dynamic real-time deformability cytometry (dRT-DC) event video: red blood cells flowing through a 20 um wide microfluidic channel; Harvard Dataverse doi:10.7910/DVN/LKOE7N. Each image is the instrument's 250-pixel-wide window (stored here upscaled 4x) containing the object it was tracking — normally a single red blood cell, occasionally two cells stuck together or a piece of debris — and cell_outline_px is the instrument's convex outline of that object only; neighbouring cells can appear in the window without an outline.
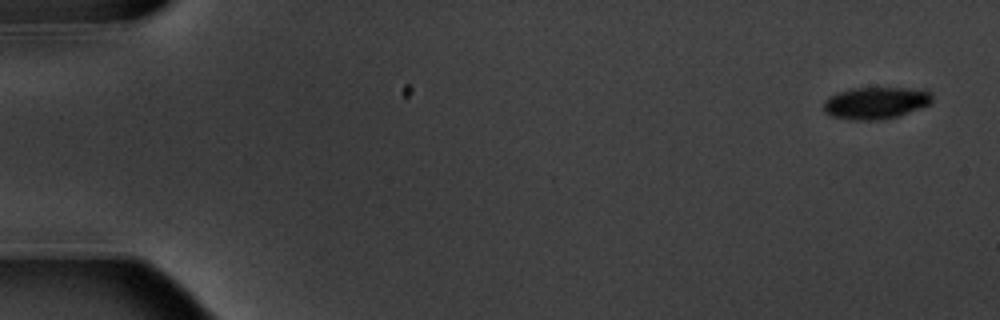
{"species": "common noctule bat (a hibernating species)", "species_latin": "Nyctalus noctula", "temperature_condition": "warm", "stored_images_in_passage": 10, "camera_frame_rate_fps": 3000, "um_per_image_px": 0.085, "animal": {"sex": "male", "body_mass_g": 20.1, "forearm_length_mm": 53.5}, "frame": {"image": 1, "passage_image": 1, "time_ms": 0.0, "image_size_px": [1000, 320], "cell_outline_px": [[932, 100], [928, 104], [920, 108], [900, 116], [884, 120], [848, 120], [832, 116], [824, 112], [824, 100], [828, 96], [852, 88], [924, 88], [932, 92]], "centroid_in_image_um": [74.46, 8.75], "position_along_channel_um": 10.5, "area_um2": 20.58}}
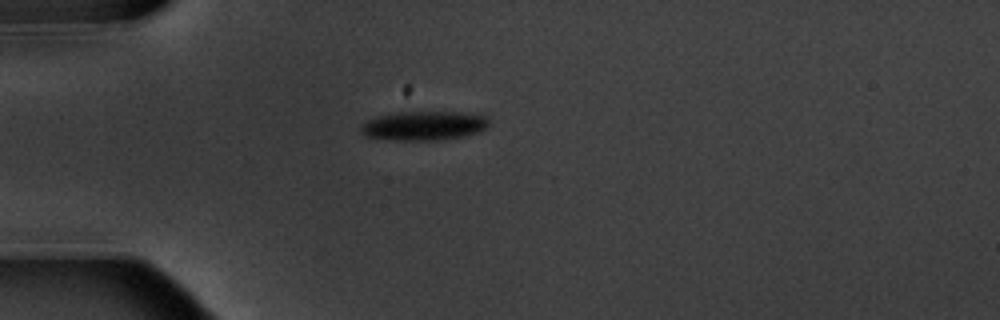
{"frame": {"image": 2, "passage_image": 5, "time_ms": 4.667, "image_size_px": [1000, 320], "cell_outline_px": [[488, 124], [484, 128], [476, 132], [464, 136], [436, 140], [396, 140], [368, 136], [360, 132], [360, 128], [368, 120], [376, 116], [396, 112], [460, 112], [488, 116]], "centroid_in_image_um": [36.02, 10.67], "position_along_channel_um": 49.0, "area_um2": 21.5}}